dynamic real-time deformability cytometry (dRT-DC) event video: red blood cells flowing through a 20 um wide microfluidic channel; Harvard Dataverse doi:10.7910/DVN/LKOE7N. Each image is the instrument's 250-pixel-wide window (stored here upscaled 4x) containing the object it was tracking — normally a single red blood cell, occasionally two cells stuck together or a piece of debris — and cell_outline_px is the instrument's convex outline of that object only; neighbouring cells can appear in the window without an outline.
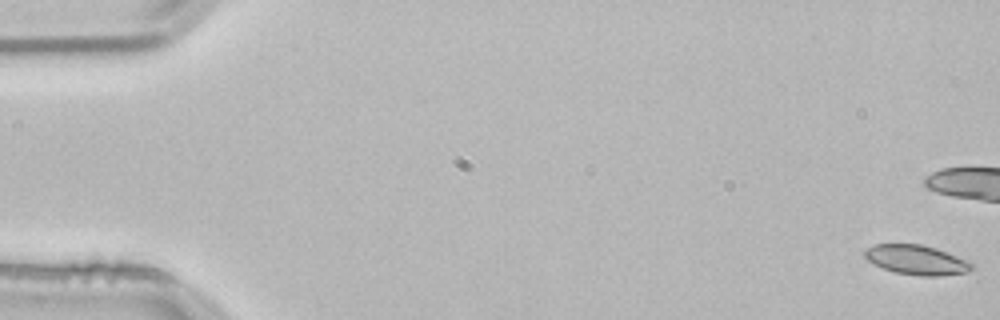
{"species": "common noctule bat (a hibernating species)", "species_latin": "Nyctalus noctula", "temperature_condition": "room temperature", "stored_images_in_passage": 55, "camera_frame_rate_fps": 3000, "um_per_image_px": 0.085, "animal": {"sex": "male", "body_mass_g": 21.5, "forearm_length_mm": 52.0}, "frame": {"image": 1, "passage_image": 1, "time_ms": 0.0, "image_size_px": [1000, 320], "cell_outline_px": [[972, 268], [968, 272], [940, 276], [920, 276], [896, 272], [884, 268], [868, 260], [864, 256], [864, 252], [868, 248], [876, 244], [920, 244], [936, 248], [968, 260], [972, 264]], "centroid_in_image_um": [77.93, 22.09], "position_along_channel_um": 7.1, "area_um2": 18.26}, "authors_computed_cell_mechanics": {"area_um2": 18.0914, "velocity_mm_per_s": 3.8193, "shape_relaxation_time_tau1_ms": null, "shape_relaxation_time_tau2_ms": 2.6462, "deformation_change_tau1": null, "deformation_change_tau2": 0.0678}}